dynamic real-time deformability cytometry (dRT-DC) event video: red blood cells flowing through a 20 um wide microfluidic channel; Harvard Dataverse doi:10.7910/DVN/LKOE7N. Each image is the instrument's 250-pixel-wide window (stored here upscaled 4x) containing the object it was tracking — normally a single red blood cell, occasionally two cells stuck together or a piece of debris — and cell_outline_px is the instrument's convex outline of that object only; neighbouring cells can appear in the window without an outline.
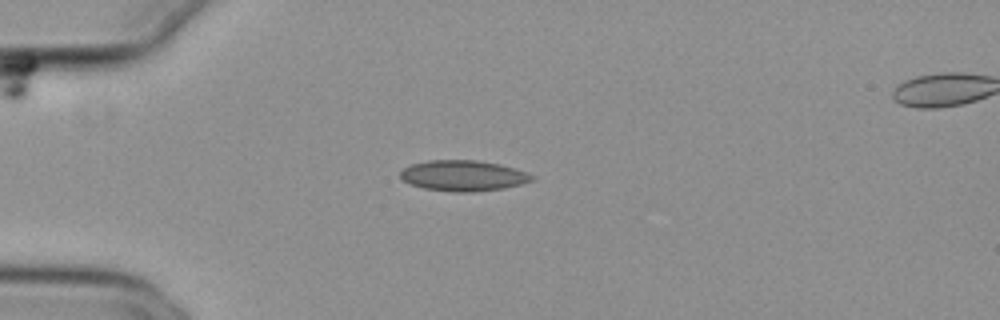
{"species": "common noctule bat (a hibernating species)", "species_latin": "Nyctalus noctula", "temperature_condition": "cold", "stored_images_in_passage": 40, "camera_frame_rate_fps": 3000, "um_per_image_px": 0.085, "animal": {"sex": "female", "body_mass_g": 29.2, "forearm_length_mm": 56.3}, "frame": {"image": 1, "passage_image": 1, "time_ms": 0.0, "image_size_px": [1000, 320], "cell_outline_px": [[536, 180], [504, 188], [476, 192], [452, 192], [424, 188], [408, 184], [400, 176], [400, 172], [404, 168], [412, 164], [428, 160], [476, 160], [500, 164], [516, 168], [528, 172], [536, 176]], "centroid_in_image_um": [39.42, 14.93], "position_along_channel_um": 45.6, "area_um2": 23.81}}
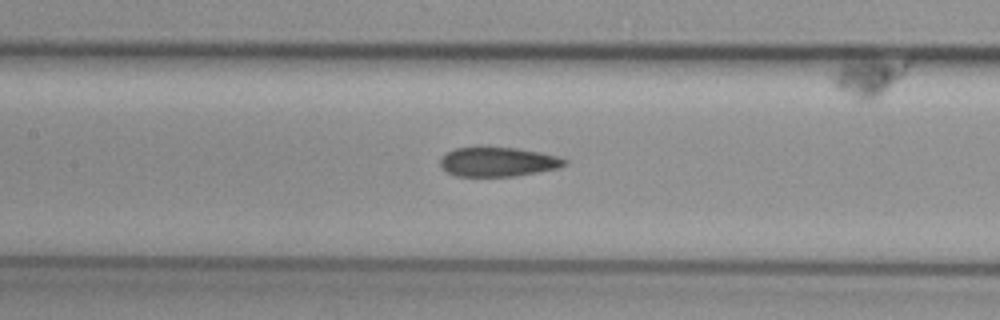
{"frame": {"image": 2, "passage_image": 12, "time_ms": 3.667, "image_size_px": [1000, 320], "cell_outline_px": [[568, 164], [560, 168], [516, 176], [456, 176], [444, 172], [440, 168], [440, 156], [456, 148], [476, 144], [480, 144], [520, 148], [560, 156], [568, 160]], "centroid_in_image_um": [42.3, 13.71], "position_along_channel_um": 165.1, "area_um2": 22.48}}
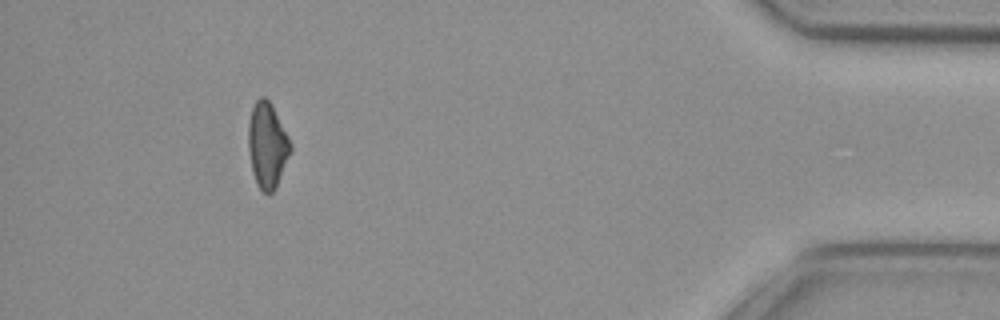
{"frame": {"image": 3, "passage_image": 36, "time_ms": 11.667, "image_size_px": [1000, 320], "cell_outline_px": [[292, 148], [276, 188], [272, 192], [264, 192], [256, 184], [252, 172], [248, 148], [248, 120], [252, 108], [256, 100], [260, 96], [264, 96], [272, 104], [292, 144]], "centroid_in_image_um": [22.71, 12.32], "position_along_channel_um": 412.5, "area_um2": 21.04}, "authors_computed_cell_mechanics": {"area_um2": 21.9062, "velocity_mm_per_s": 3.8396, "shape_relaxation_time_tau1_ms": null, "shape_relaxation_time_tau2_ms": 5.215, "deformation_change_tau1": null, "deformation_change_tau2": 0.1189}}